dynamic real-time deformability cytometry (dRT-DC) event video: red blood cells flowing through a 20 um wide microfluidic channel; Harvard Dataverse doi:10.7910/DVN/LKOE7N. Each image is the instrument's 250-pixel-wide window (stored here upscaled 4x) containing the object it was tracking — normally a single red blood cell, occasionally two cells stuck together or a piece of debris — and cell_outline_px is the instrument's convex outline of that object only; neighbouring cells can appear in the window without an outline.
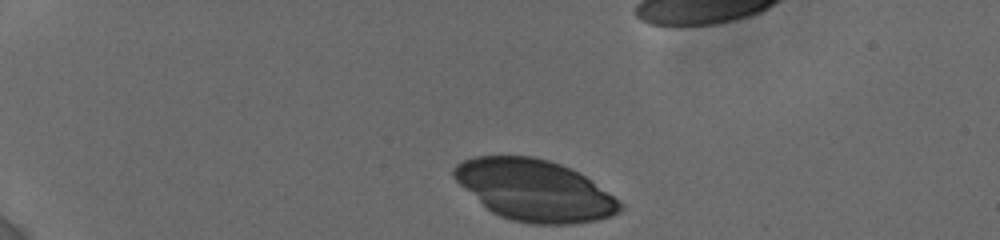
{"species": "human", "species_latin": "Homo sapiens", "temperature_condition": "cold", "stored_images_in_passage": 9, "camera_frame_rate_fps": 3000, "um_per_image_px": 0.085, "donor": {"sex": "female"}, "frame": {"image": 1, "passage_image": 1, "time_ms": 0.0, "image_size_px": [1000, 240], "cell_outline_px": [[624, 208], [620, 212], [612, 216], [596, 220], [572, 224], [532, 224], [512, 220], [500, 216], [492, 212], [460, 184], [452, 176], [452, 168], [456, 164], [464, 160], [476, 156], [532, 156], [548, 160], [560, 164], [584, 176], [624, 204]], "centroid_in_image_um": [45.43, 16.18], "position_along_channel_um": 39.6, "area_um2": 58.72}}